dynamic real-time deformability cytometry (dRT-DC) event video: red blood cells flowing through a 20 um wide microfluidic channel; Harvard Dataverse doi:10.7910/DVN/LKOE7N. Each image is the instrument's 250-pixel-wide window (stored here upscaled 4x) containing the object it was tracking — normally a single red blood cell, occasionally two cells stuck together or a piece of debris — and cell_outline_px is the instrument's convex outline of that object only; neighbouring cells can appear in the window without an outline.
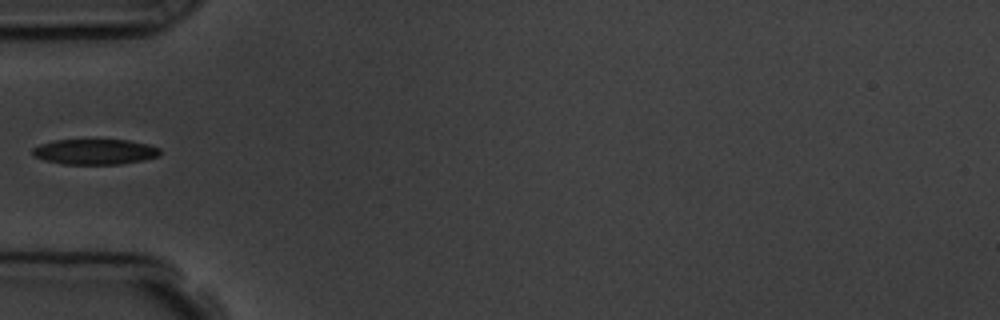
{"species": "common noctule bat (a hibernating species)", "species_latin": "Nyctalus noctula", "temperature_condition": "room temperature", "stored_images_in_passage": 7, "camera_frame_rate_fps": 3000, "um_per_image_px": 0.085, "animal": {"sex": "male", "body_mass_g": 19.5, "forearm_length_mm": 54.6}, "frame": {"image": 1, "passage_image": 5, "time_ms": 4.667, "image_size_px": [1000, 320], "cell_outline_px": [[160, 156], [144, 160], [120, 164], [64, 164], [44, 160], [32, 156], [32, 148], [40, 144], [52, 140], [128, 140], [148, 144], [160, 148]], "centroid_in_image_um": [8.06, 12.9], "position_along_channel_um": 76.9, "area_um2": 19.02}}